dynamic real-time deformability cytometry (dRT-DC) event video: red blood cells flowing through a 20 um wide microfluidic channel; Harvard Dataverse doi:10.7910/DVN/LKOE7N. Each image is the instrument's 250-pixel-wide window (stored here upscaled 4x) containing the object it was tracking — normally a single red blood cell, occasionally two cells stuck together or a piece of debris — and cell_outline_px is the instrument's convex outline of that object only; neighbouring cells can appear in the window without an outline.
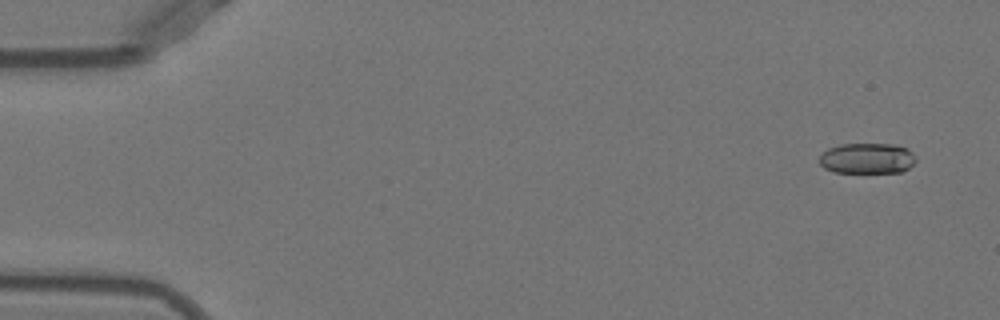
{"species": "Egyptian fruit bat (a non-hibernating species)", "species_latin": "Rousettus aegyptiacus", "temperature_condition": "warm", "stored_images_in_passage": 10, "camera_frame_rate_fps": 3000, "um_per_image_px": 0.085, "animal": {"sex": "female"}, "frame": {"image": 1, "passage_image": 3, "time_ms": 0.667, "image_size_px": [1000, 320], "cell_outline_px": [[916, 160], [908, 168], [900, 172], [836, 172], [824, 168], [820, 164], [820, 156], [828, 148], [840, 144], [892, 144], [908, 148], [916, 156]], "centroid_in_image_um": [73.72, 13.45], "position_along_channel_um": 11.3, "area_um2": 17.17}}